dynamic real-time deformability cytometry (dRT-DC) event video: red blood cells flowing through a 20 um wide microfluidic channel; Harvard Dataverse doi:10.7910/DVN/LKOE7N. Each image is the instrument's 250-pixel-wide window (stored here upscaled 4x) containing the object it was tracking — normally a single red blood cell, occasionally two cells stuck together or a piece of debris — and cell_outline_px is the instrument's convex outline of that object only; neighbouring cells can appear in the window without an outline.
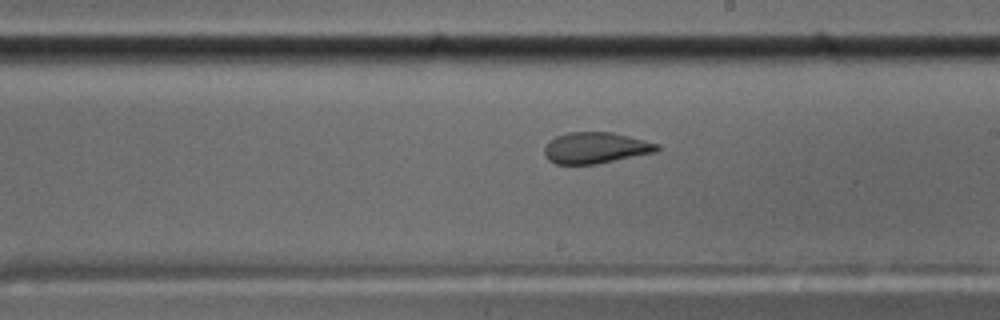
{"species": "common noctule bat (a hibernating species)", "species_latin": "Nyctalus noctula", "temperature_condition": "cold", "stored_images_in_passage": 46, "camera_frame_rate_fps": 3000, "um_per_image_px": 0.085, "animal": {"sex": "male", "body_mass_g": 17.5, "forearm_length_mm": 52.3}, "frame": {"image": 1, "passage_image": 22, "time_ms": 7.0, "image_size_px": [1000, 320], "cell_outline_px": [[660, 148], [656, 152], [596, 164], [556, 164], [548, 160], [544, 156], [544, 148], [548, 140], [556, 136], [568, 132], [612, 132], [660, 144]], "centroid_in_image_um": [50.6, 12.57], "position_along_channel_um": 238.4, "area_um2": 20.58}}
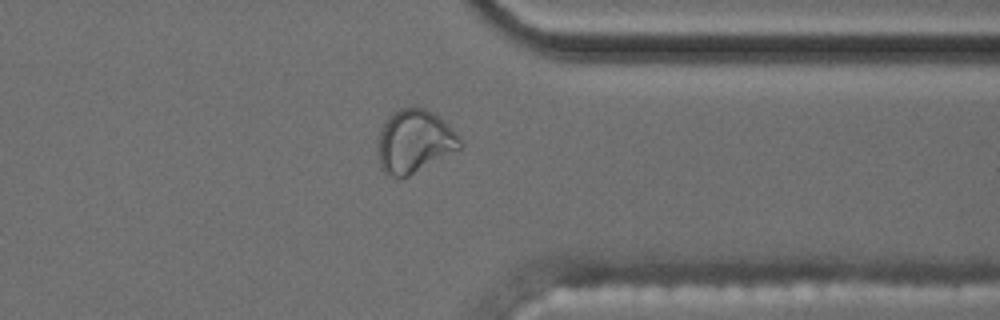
{"frame": {"image": 2, "passage_image": 34, "time_ms": 11.0, "image_size_px": [1000, 320], "cell_outline_px": [[464, 144], [460, 148], [408, 176], [400, 180], [388, 176], [380, 168], [376, 148], [376, 140], [380, 128], [384, 120], [388, 116], [400, 108], [424, 108], [432, 112], [444, 120], [460, 136]], "centroid_in_image_um": [35.17, 12.03], "position_along_channel_um": 376.2, "area_um2": 30.75}}
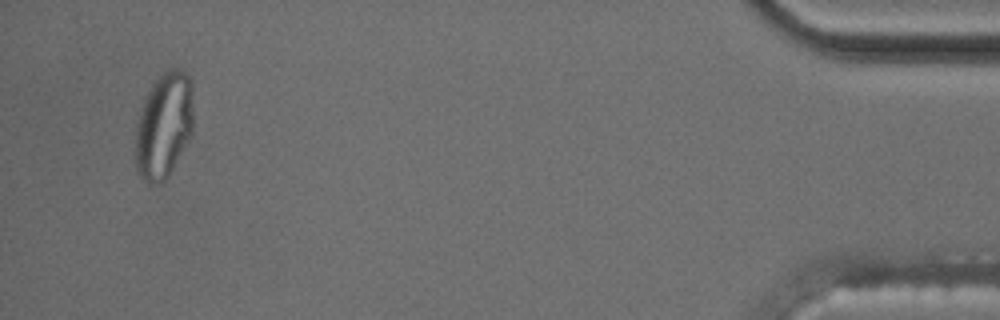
{"frame": {"image": 3, "passage_image": 44, "time_ms": 14.333, "image_size_px": [1000, 320], "cell_outline_px": [[192, 132], [188, 140], [168, 176], [160, 184], [148, 184], [140, 180], [136, 172], [136, 124], [144, 96], [152, 84], [168, 68], [180, 68], [192, 80]], "centroid_in_image_um": [13.9, 10.67], "position_along_channel_um": 421.3, "area_um2": 36.07}, "authors_computed_cell_mechanics": {"area_um2": 22.3686, "velocity_mm_per_s": 3.5277, "shape_relaxation_time_tau1_ms": null, "shape_relaxation_time_tau2_ms": 1.166, "deformation_change_tau1": null, "deformation_change_tau2": 0.0735}}